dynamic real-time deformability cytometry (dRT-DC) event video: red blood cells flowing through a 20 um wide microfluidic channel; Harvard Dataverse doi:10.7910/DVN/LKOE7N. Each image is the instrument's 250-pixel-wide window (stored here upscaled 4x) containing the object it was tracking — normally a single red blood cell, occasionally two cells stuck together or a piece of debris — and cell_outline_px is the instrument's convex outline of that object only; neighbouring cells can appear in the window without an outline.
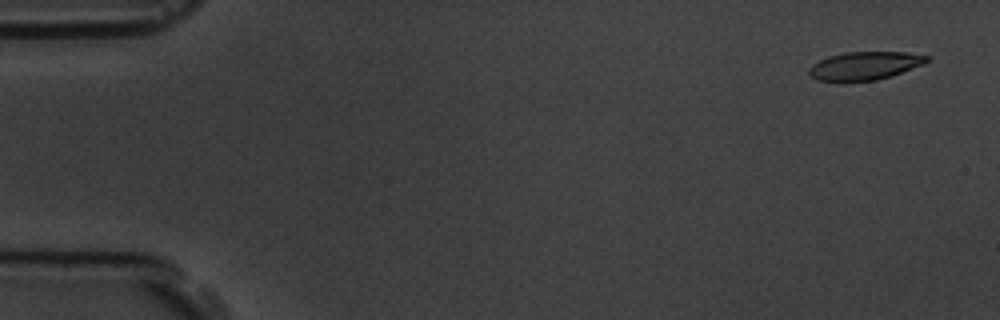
{"species": "common noctule bat (a hibernating species)", "species_latin": "Nyctalus noctula", "temperature_condition": "room temperature", "stored_images_in_passage": 4, "camera_frame_rate_fps": 3000, "um_per_image_px": 0.085, "animal": {"sex": "male", "body_mass_g": 19.5, "forearm_length_mm": 54.6}, "frame": {"image": 1, "passage_image": 1, "time_ms": 0.0, "image_size_px": [1000, 320], "cell_outline_px": [[932, 56], [924, 64], [892, 76], [876, 80], [840, 84], [816, 80], [808, 76], [808, 68], [812, 64], [828, 56], [844, 52], [904, 52]], "centroid_in_image_um": [73.43, 5.63], "position_along_channel_um": 11.6, "area_um2": 20.17}}
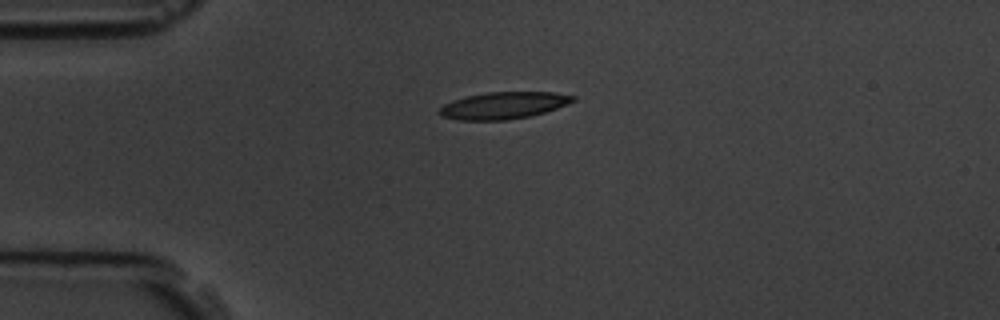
{"frame": {"image": 2, "passage_image": 4, "time_ms": 3.667, "image_size_px": [1000, 320], "cell_outline_px": [[576, 100], [556, 108], [532, 116], [508, 120], [456, 120], [440, 116], [440, 108], [444, 104], [452, 100], [464, 96], [488, 92], [552, 92], [576, 96]], "centroid_in_image_um": [42.78, 8.96], "position_along_channel_um": 42.2, "area_um2": 21.04}}